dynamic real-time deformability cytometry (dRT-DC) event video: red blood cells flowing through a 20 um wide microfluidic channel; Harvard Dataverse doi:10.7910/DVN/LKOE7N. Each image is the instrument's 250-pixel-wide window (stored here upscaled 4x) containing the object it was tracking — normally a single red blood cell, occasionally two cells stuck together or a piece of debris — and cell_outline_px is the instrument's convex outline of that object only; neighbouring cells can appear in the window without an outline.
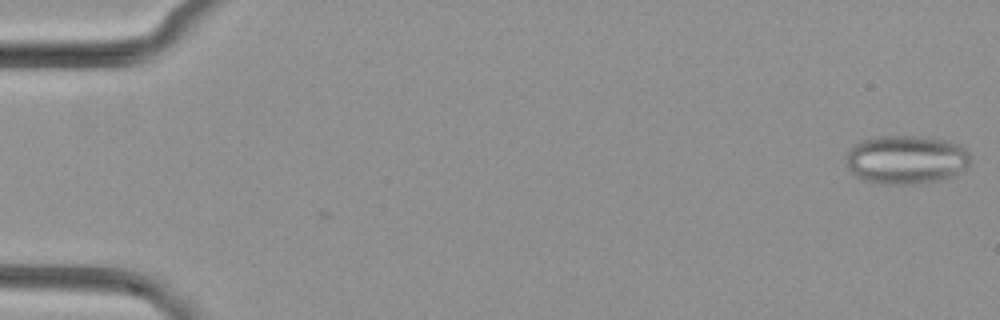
{"species": "common noctule bat (a hibernating species)", "species_latin": "Nyctalus noctula", "temperature_condition": "cold", "stored_images_in_passage": 2, "camera_frame_rate_fps": 3000, "um_per_image_px": 0.085, "animal": {"sex": "female", "body_mass_g": 29.2, "forearm_length_mm": 56.3}, "frame": {"image": 1, "passage_image": 2, "time_ms": 0.333, "image_size_px": [1000, 320], "cell_outline_px": [[968, 164], [964, 168], [948, 176], [936, 180], [904, 184], [892, 184], [864, 180], [856, 176], [844, 164], [848, 152], [860, 140], [880, 136], [920, 136], [944, 140], [956, 144], [964, 148], [968, 152]], "centroid_in_image_um": [76.95, 13.54], "position_along_channel_um": 8.1, "area_um2": 34.51}}